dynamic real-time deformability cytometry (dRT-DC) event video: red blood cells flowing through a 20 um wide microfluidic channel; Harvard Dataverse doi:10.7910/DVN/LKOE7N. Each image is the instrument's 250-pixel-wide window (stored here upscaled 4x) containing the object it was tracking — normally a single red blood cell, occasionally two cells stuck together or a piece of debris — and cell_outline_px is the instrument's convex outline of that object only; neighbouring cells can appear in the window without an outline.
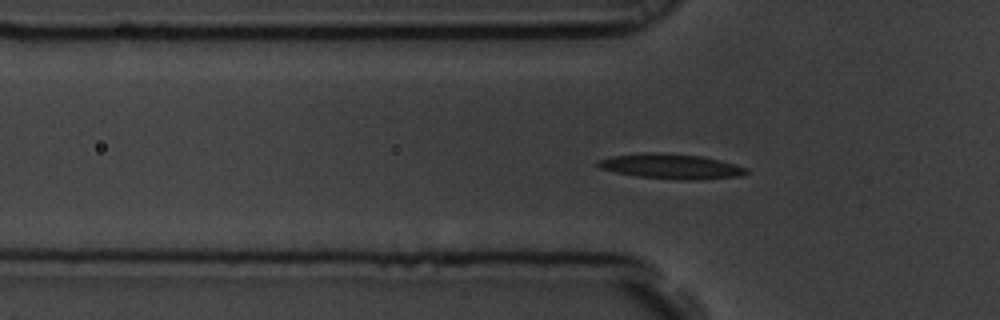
{"species": "common noctule bat (a hibernating species)", "species_latin": "Nyctalus noctula", "temperature_condition": "room temperature", "stored_images_in_passage": 53, "camera_frame_rate_fps": 3000, "um_per_image_px": 0.085, "animal": {"sex": "male", "body_mass_g": 19.5, "forearm_length_mm": 54.6}, "frame": {"image": 1, "passage_image": 12, "time_ms": 3.667, "image_size_px": [1000, 320], "cell_outline_px": [[748, 172], [740, 176], [704, 180], [684, 180], [636, 176], [616, 172], [600, 168], [596, 164], [600, 160], [612, 156], [640, 152], [656, 152], [700, 156], [720, 160], [736, 164], [748, 168]], "centroid_in_image_um": [57.08, 14.14], "position_along_channel_um": 68.7, "area_um2": 21.68}}
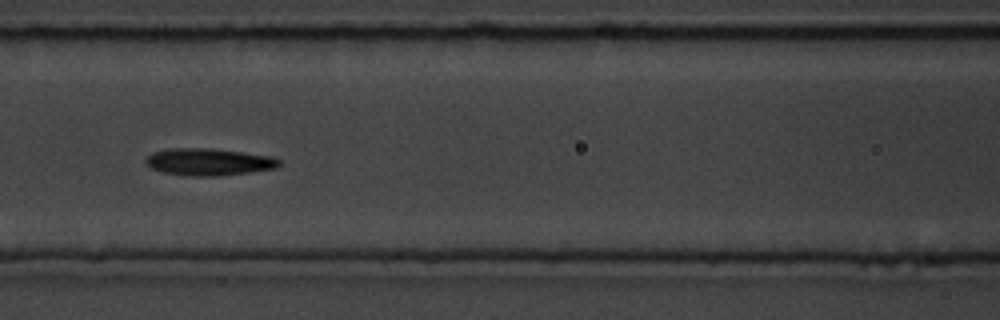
{"frame": {"image": 2, "passage_image": 19, "time_ms": 6.0, "image_size_px": [1000, 320], "cell_outline_px": [[280, 164], [276, 168], [220, 176], [188, 176], [164, 172], [152, 168], [144, 160], [152, 152], [168, 148], [208, 148], [244, 152], [272, 156], [280, 160]], "centroid_in_image_um": [17.74, 13.75], "position_along_channel_um": 148.9, "area_um2": 21.04}}
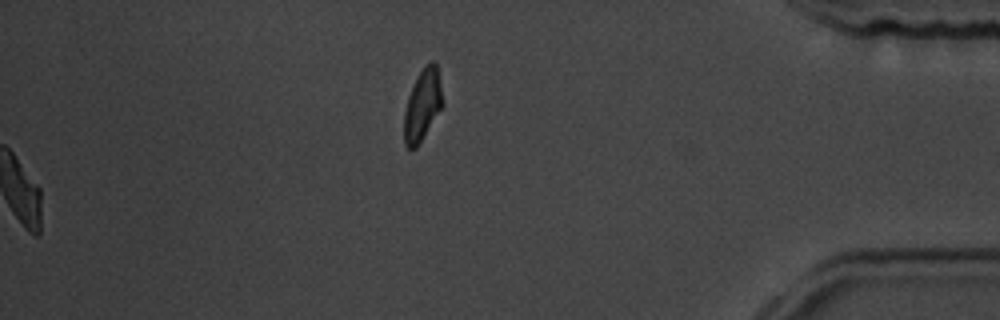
{"frame": {"image": 3, "passage_image": 53, "time_ms": 17.333, "image_size_px": [1000, 320], "cell_outline_px": [[444, 104], [416, 148], [408, 148], [404, 144], [404, 112], [408, 96], [420, 72], [432, 60], [436, 64]], "centroid_in_image_um": [35.9, 8.97], "position_along_channel_um": 399.3, "area_um2": 15.61}, "authors_computed_cell_mechanics": {"area_um2": 20.1144, "velocity_mm_per_s": 3.4358, "shape_relaxation_time_tau1_ms": 4.108, "shape_relaxation_time_tau2_ms": 6.1359, "deformation_change_tau1": 0.1416, "deformation_change_tau2": 0.1272}}